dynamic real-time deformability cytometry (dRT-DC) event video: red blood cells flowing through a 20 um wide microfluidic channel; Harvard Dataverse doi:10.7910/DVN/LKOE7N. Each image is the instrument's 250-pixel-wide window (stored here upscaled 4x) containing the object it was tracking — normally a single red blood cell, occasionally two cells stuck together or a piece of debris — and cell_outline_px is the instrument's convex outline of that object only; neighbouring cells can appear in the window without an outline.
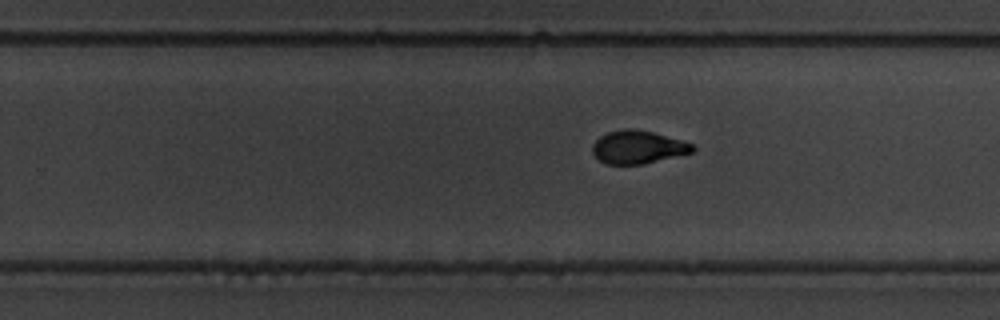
{"species": "common noctule bat (a hibernating species)", "species_latin": "Nyctalus noctula", "temperature_condition": "warm", "stored_images_in_passage": 11, "segment_of_instrument_passage": [2, 2], "camera_frame_rate_fps": 3000, "um_per_image_px": 0.085, "animal": {"sex": "male", "body_mass_g": 19.5, "forearm_length_mm": 54.6}, "frame": {"image": 1, "passage_image": 11, "time_ms": 12.667, "image_size_px": [1000, 320], "cell_outline_px": [[696, 148], [692, 152], [644, 164], [608, 164], [600, 160], [592, 152], [592, 144], [600, 136], [608, 132], [624, 128], [636, 128], [652, 132], [680, 140], [692, 144]], "centroid_in_image_um": [54.2, 12.5], "position_along_channel_um": 275.6, "area_um2": 19.13}}